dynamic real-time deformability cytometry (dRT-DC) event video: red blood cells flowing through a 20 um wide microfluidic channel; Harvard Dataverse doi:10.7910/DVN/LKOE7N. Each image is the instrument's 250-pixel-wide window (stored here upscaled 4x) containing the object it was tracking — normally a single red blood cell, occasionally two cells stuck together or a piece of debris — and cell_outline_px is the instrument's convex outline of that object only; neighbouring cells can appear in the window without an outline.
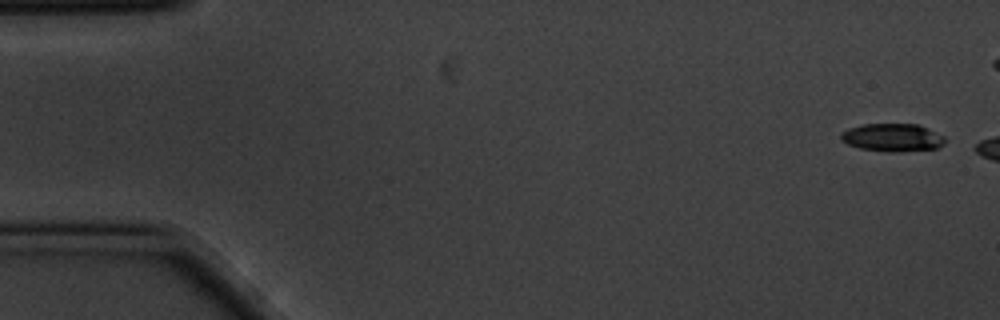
{"species": "common noctule bat (a hibernating species)", "species_latin": "Nyctalus noctula", "temperature_condition": "cold", "stored_images_in_passage": 14, "camera_frame_rate_fps": 3000, "um_per_image_px": 0.085, "animal": {"sex": "male", "body_mass_g": 20.1, "forearm_length_mm": 53.5}, "frame": {"image": 1, "passage_image": 1, "time_ms": 0.0, "image_size_px": [1000, 320], "cell_outline_px": [[944, 144], [936, 148], [900, 152], [888, 152], [860, 148], [848, 144], [840, 140], [840, 132], [848, 128], [864, 124], [916, 124], [944, 136]], "centroid_in_image_um": [75.81, 11.69], "position_along_channel_um": 9.2, "area_um2": 16.88}}